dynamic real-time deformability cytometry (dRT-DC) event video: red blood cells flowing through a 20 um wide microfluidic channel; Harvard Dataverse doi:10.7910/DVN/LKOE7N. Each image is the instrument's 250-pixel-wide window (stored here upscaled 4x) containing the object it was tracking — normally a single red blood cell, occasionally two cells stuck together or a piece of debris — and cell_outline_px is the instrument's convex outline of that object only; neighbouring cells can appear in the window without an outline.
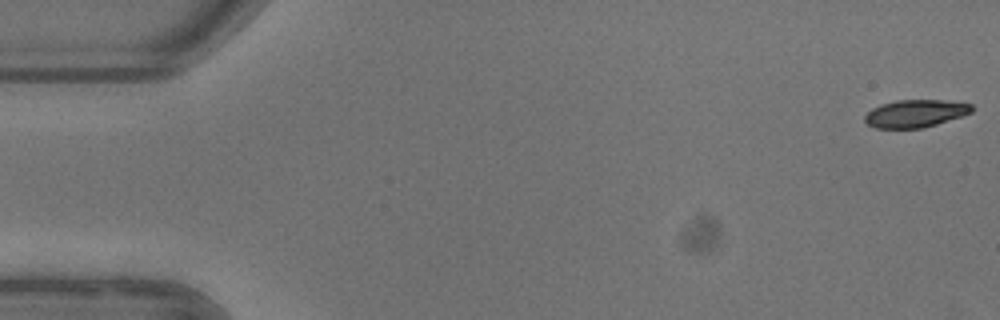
{"species": "common noctule bat (a hibernating species)", "species_latin": "Nyctalus noctula", "temperature_condition": "warm", "stored_images_in_passage": 53, "camera_frame_rate_fps": 3000, "um_per_image_px": 0.085, "animal": {"sex": "female"}, "frame": {"image": 1, "passage_image": 1, "time_ms": 0.0, "image_size_px": [1000, 320], "cell_outline_px": [[972, 112], [924, 128], [876, 128], [868, 124], [864, 120], [864, 116], [872, 108], [880, 104], [896, 100], [940, 100], [972, 104]], "centroid_in_image_um": [77.76, 9.64], "position_along_channel_um": 7.2, "area_um2": 17.05}}
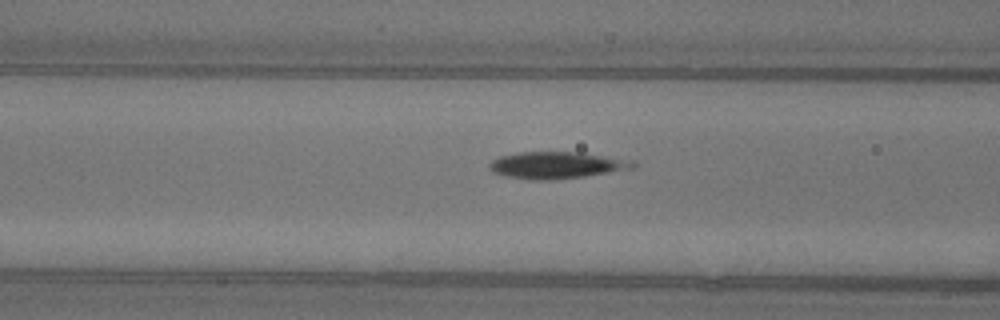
{"frame": {"image": 2, "passage_image": 21, "time_ms": 6.667, "image_size_px": [1000, 320], "cell_outline_px": [[636, 168], [584, 176], [552, 180], [532, 180], [504, 176], [492, 172], [488, 168], [488, 164], [492, 160], [500, 156], [520, 152], [584, 152], [632, 160], [636, 164]], "centroid_in_image_um": [47.3, 14.04], "position_along_channel_um": 119.3, "area_um2": 22.66}}
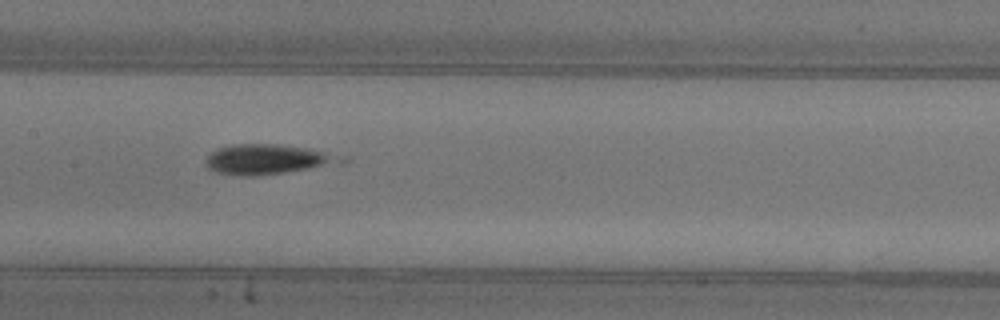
{"frame": {"image": 3, "passage_image": 26, "time_ms": 8.333, "image_size_px": [1000, 320], "cell_outline_px": [[352, 160], [344, 164], [284, 172], [252, 176], [240, 176], [216, 172], [208, 168], [204, 164], [204, 160], [216, 148], [232, 144], [276, 144], [304, 148], [348, 156]], "centroid_in_image_um": [22.82, 13.54], "position_along_channel_um": 184.6, "area_um2": 24.04}}